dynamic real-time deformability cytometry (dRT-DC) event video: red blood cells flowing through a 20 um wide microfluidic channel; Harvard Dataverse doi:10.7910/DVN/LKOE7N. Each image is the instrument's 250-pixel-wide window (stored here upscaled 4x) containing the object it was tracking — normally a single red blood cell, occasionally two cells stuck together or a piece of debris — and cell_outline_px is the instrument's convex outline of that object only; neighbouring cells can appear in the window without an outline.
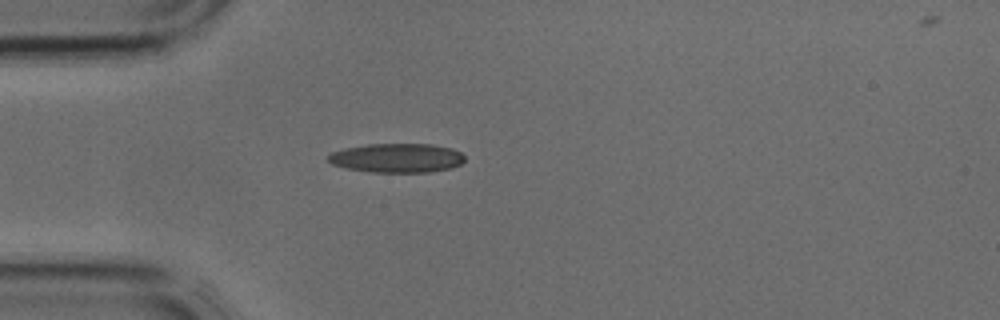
{"species": "common noctule bat (a hibernating species)", "species_latin": "Nyctalus noctula", "temperature_condition": "cold", "stored_images_in_passage": 2, "camera_frame_rate_fps": 3000, "um_per_image_px": 0.085, "animal": {"sex": "male", "body_mass_g": 17.9, "forearm_length_mm": 54.2}, "frame": {"image": 1, "passage_image": 2, "time_ms": 0.333, "image_size_px": [1000, 320], "cell_outline_px": [[464, 160], [460, 164], [452, 168], [432, 172], [372, 172], [344, 168], [332, 164], [328, 160], [328, 156], [332, 152], [344, 148], [368, 144], [432, 144], [452, 148], [460, 152], [464, 156]], "centroid_in_image_um": [33.74, 13.43], "position_along_channel_um": 51.3, "area_um2": 23.29}}